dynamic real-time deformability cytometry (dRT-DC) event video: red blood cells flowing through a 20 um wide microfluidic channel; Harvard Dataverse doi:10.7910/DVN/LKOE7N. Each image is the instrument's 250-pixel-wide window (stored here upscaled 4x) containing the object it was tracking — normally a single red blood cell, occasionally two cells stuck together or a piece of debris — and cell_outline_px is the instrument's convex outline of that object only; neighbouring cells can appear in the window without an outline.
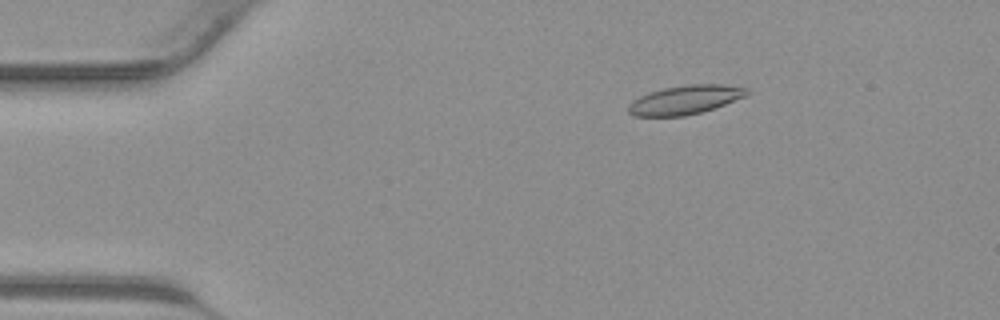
{"species": "common noctule bat (a hibernating species)", "species_latin": "Nyctalus noctula", "temperature_condition": "warm", "stored_images_in_passage": 39, "camera_frame_rate_fps": 3000, "um_per_image_px": 0.085, "animal": {"sex": "male", "body_mass_g": 23.1, "forearm_length_mm": 52.7}, "frame": {"image": 1, "passage_image": 4, "time_ms": 1.0, "image_size_px": [1000, 320], "cell_outline_px": [[752, 92], [744, 96], [724, 104], [700, 112], [684, 116], [636, 116], [628, 112], [628, 104], [632, 100], [648, 92], [664, 88], [688, 84], [724, 84], [748, 88]], "centroid_in_image_um": [58.22, 8.47], "position_along_channel_um": 26.8, "area_um2": 19.88}}
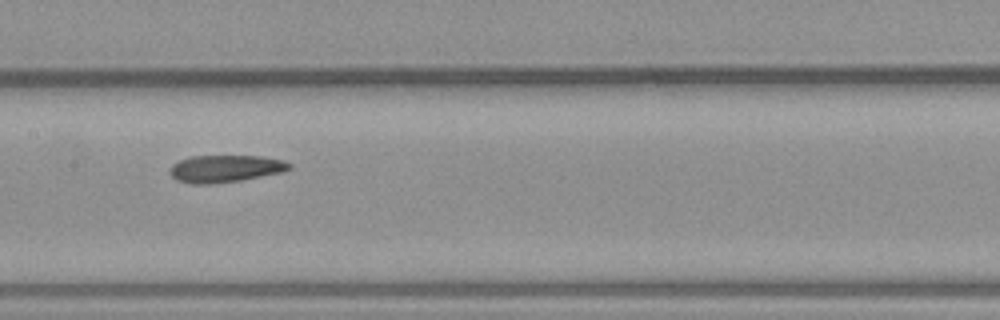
{"frame": {"image": 2, "passage_image": 18, "time_ms": 5.667, "image_size_px": [1000, 320], "cell_outline_px": [[292, 168], [284, 172], [240, 180], [208, 184], [192, 184], [176, 180], [172, 176], [172, 164], [180, 160], [192, 156], [264, 156], [284, 160], [292, 164]], "centroid_in_image_um": [19.21, 14.33], "position_along_channel_um": 188.2, "area_um2": 18.9}}
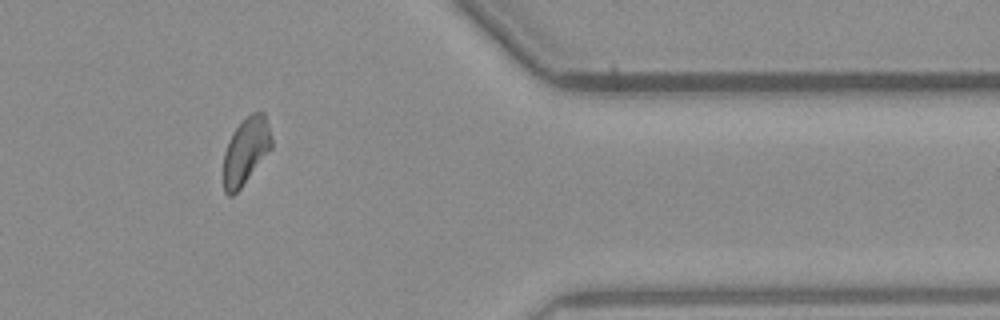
{"frame": {"image": 3, "passage_image": 32, "time_ms": 10.333, "image_size_px": [1000, 320], "cell_outline_px": [[272, 148], [240, 188], [232, 196], [228, 196], [224, 192], [224, 152], [228, 140], [236, 128], [252, 112], [264, 112], [272, 136]], "centroid_in_image_um": [20.9, 12.83], "position_along_channel_um": 390.5, "area_um2": 18.5}}